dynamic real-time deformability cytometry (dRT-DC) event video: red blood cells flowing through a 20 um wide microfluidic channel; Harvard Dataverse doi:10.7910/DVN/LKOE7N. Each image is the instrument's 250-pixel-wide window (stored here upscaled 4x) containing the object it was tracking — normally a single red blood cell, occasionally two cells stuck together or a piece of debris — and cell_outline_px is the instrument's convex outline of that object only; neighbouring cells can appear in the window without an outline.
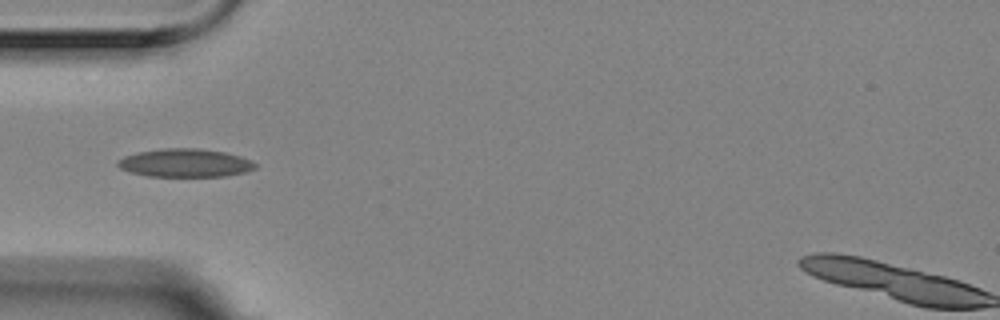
{"species": "Egyptian fruit bat (a non-hibernating species)", "species_latin": "Rousettus aegyptiacus", "temperature_condition": "room temperature", "stored_images_in_passage": 5, "camera_frame_rate_fps": 3000, "um_per_image_px": 0.085, "animal": {"sex": "female"}, "frame": {"image": 1, "passage_image": 5, "time_ms": 1.333, "image_size_px": [1000, 320], "cell_outline_px": [[256, 168], [244, 172], [224, 176], [148, 176], [132, 172], [120, 168], [116, 164], [116, 160], [124, 156], [136, 152], [160, 148], [200, 148], [224, 152], [240, 156], [256, 164]], "centroid_in_image_um": [15.68, 13.84], "position_along_channel_um": 69.3, "area_um2": 22.6}}